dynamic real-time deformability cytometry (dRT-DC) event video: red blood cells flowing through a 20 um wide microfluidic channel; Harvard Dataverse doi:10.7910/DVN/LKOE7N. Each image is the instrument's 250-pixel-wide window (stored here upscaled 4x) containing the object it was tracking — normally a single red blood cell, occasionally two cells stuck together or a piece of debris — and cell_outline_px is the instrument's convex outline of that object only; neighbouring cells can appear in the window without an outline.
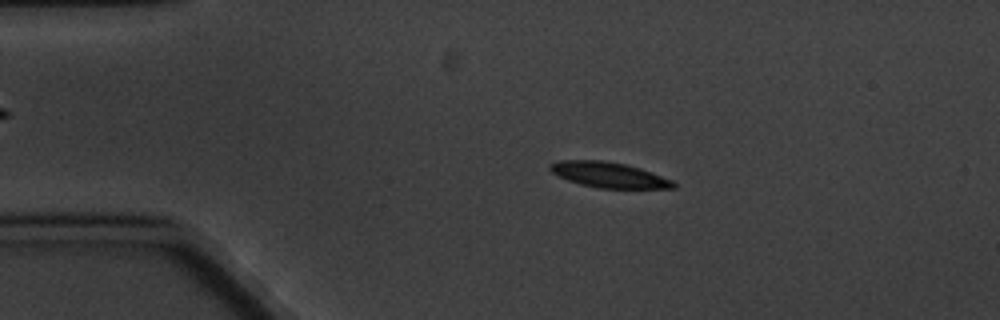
{"species": "common noctule bat (a hibernating species)", "species_latin": "Nyctalus noctula", "temperature_condition": "cold", "stored_images_in_passage": 7, "camera_frame_rate_fps": 3000, "um_per_image_px": 0.085, "animal": {"sex": "male", "body_mass_g": 20.1, "forearm_length_mm": 53.5}, "frame": {"image": 1, "passage_image": 3, "time_ms": 2.333, "image_size_px": [1000, 320], "cell_outline_px": [[676, 188], [600, 188], [580, 184], [568, 180], [552, 172], [548, 168], [548, 164], [560, 160], [604, 160], [624, 164], [640, 168], [672, 180], [676, 184]], "centroid_in_image_um": [51.73, 14.85], "position_along_channel_um": 33.3, "area_um2": 18.15}}
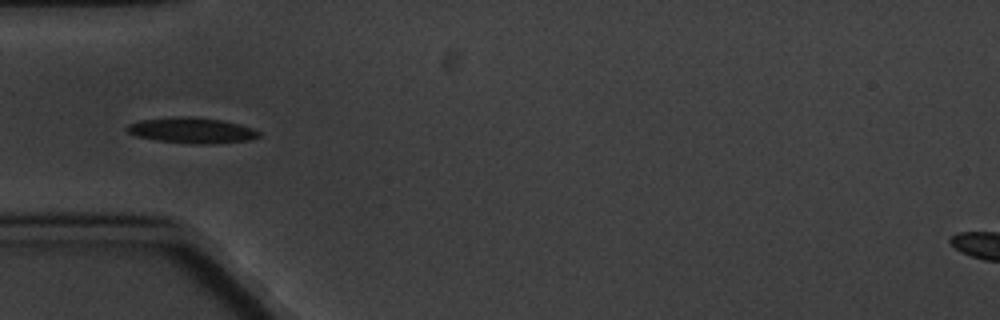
{"frame": {"image": 2, "passage_image": 5, "time_ms": 4.667, "image_size_px": [1000, 320], "cell_outline_px": [[260, 136], [252, 140], [208, 144], [192, 144], [156, 140], [136, 136], [128, 132], [124, 128], [128, 124], [140, 120], [172, 116], [192, 116], [220, 120], [240, 124], [252, 128], [260, 132]], "centroid_in_image_um": [16.29, 11.08], "position_along_channel_um": 68.7, "area_um2": 19.94}}
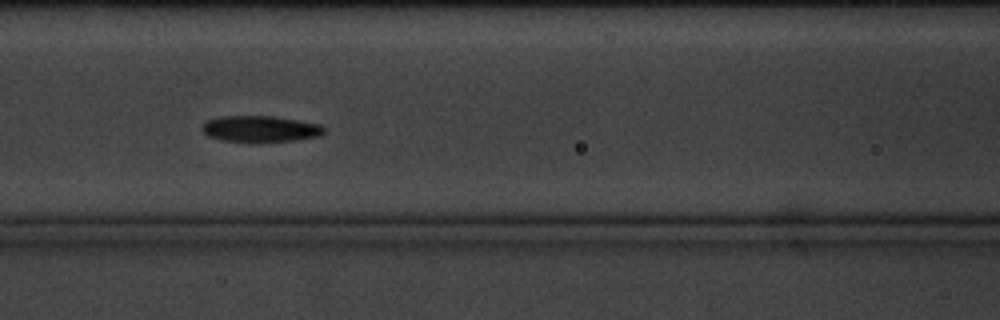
{"frame": {"image": 3, "passage_image": 7, "time_ms": 7.0, "image_size_px": [1000, 320], "cell_outline_px": [[324, 132], [320, 136], [296, 140], [220, 140], [208, 136], [200, 128], [200, 124], [204, 120], [220, 116], [272, 116], [320, 124], [324, 128]], "centroid_in_image_um": [22.06, 10.92], "position_along_channel_um": 144.5, "area_um2": 18.26}}